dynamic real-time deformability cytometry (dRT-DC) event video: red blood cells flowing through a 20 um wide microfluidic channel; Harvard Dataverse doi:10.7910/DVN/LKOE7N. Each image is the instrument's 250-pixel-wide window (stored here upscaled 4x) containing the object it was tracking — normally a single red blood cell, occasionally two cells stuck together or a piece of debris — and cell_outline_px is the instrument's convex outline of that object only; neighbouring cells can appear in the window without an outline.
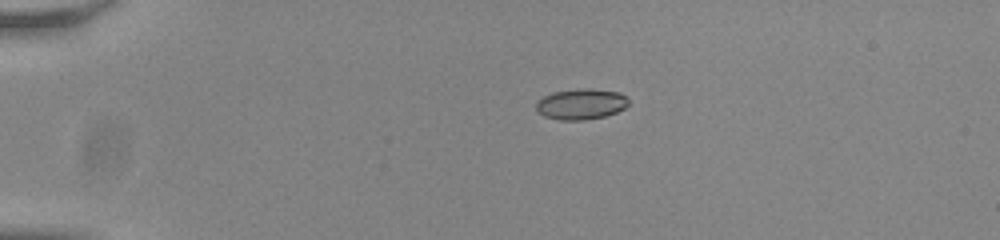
{"species": "common noctule bat (a hibernating species)", "species_latin": "Nyctalus noctula", "temperature_condition": "room temperature", "stored_images_in_passage": 43, "camera_frame_rate_fps": 3000, "um_per_image_px": 0.085, "animal": {"sex": "male", "body_mass_g": 20.0, "forearm_length_mm": 53.3}, "frame": {"image": 1, "passage_image": 1, "time_ms": 0.0, "image_size_px": [1000, 240], "cell_outline_px": [[628, 104], [624, 108], [616, 112], [604, 116], [584, 120], [560, 120], [544, 116], [536, 112], [536, 100], [552, 92], [580, 88], [588, 88], [620, 92], [628, 100]], "centroid_in_image_um": [49.34, 8.84], "position_along_channel_um": 35.7, "area_um2": 16.65}}
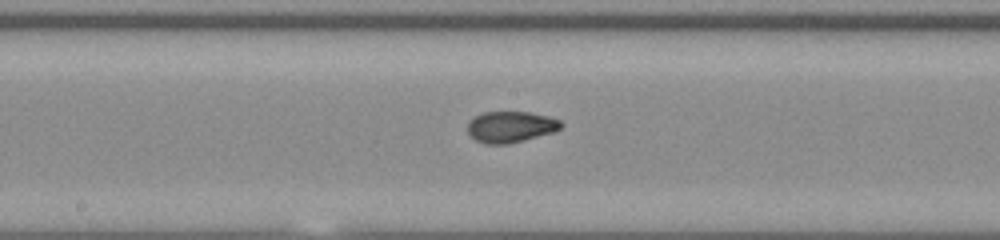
{"frame": {"image": 2, "passage_image": 19, "time_ms": 6.0, "image_size_px": [1000, 240], "cell_outline_px": [[564, 124], [560, 128], [552, 132], [524, 140], [508, 144], [488, 144], [476, 140], [468, 132], [468, 120], [484, 112], [528, 112], [548, 116], [560, 120]], "centroid_in_image_um": [43.4, 10.77], "position_along_channel_um": 204.8, "area_um2": 16.82}}
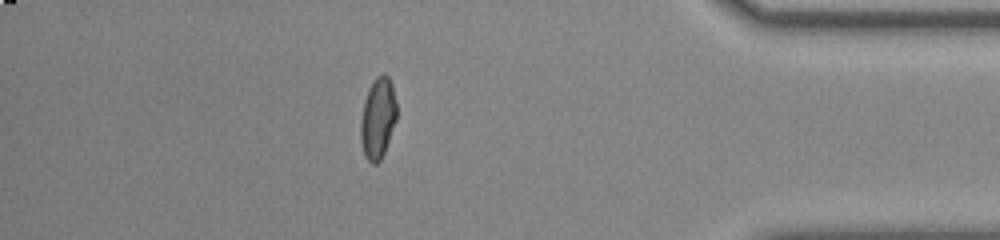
{"frame": {"image": 3, "passage_image": 37, "time_ms": 12.0, "image_size_px": [1000, 240], "cell_outline_px": [[396, 120], [384, 152], [380, 160], [376, 164], [372, 164], [364, 156], [360, 140], [360, 120], [364, 100], [368, 88], [376, 76], [384, 72], [388, 76], [392, 84], [396, 104]], "centroid_in_image_um": [32.09, 10.03], "position_along_channel_um": 403.1, "area_um2": 17.17}, "authors_computed_cell_mechanics": {"area_um2": 16.9354, "velocity_mm_per_s": 3.8289, "shape_relaxation_time_tau1_ms": 9.7281, "shape_relaxation_time_tau2_ms": 0.8762, "deformation_change_tau1": 0.2392, "deformation_change_tau2": 0.0438}}